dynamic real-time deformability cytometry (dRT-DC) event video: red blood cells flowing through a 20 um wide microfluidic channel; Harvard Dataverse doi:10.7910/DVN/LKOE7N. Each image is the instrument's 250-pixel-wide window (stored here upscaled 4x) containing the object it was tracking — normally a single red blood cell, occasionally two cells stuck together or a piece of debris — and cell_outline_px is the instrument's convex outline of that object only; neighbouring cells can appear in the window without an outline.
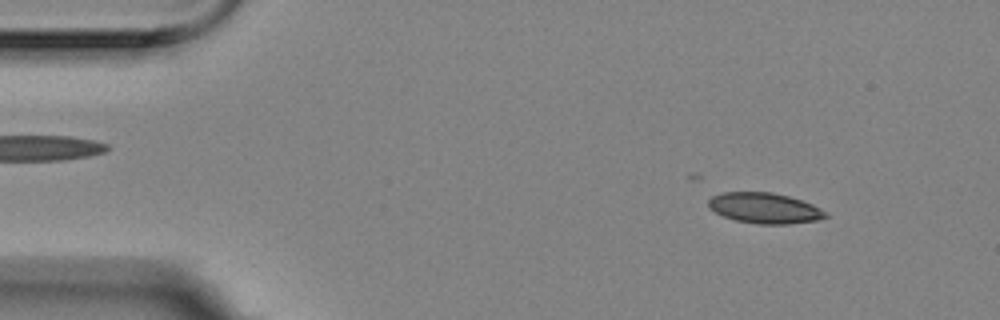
{"species": "Egyptian fruit bat (a non-hibernating species)", "species_latin": "Rousettus aegyptiacus", "temperature_condition": "room temperature", "stored_images_in_passage": 45, "camera_frame_rate_fps": 3000, "um_per_image_px": 0.085, "animal": {"sex": "female"}, "frame": {"image": 1, "passage_image": 6, "time_ms": 1.667, "image_size_px": [1000, 320], "cell_outline_px": [[828, 216], [816, 220], [788, 224], [760, 224], [736, 220], [724, 216], [708, 208], [708, 200], [712, 196], [720, 192], [772, 192], [788, 196], [812, 204], [828, 212]], "centroid_in_image_um": [64.98, 17.68], "position_along_channel_um": 20.0, "area_um2": 20.81}}
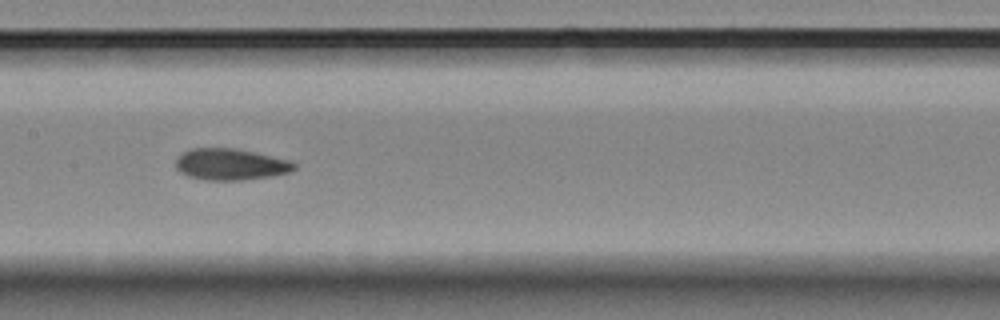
{"frame": {"image": 2, "passage_image": 27, "time_ms": 8.667, "image_size_px": [1000, 320], "cell_outline_px": [[296, 168], [292, 172], [272, 176], [240, 180], [204, 180], [188, 176], [180, 172], [176, 168], [176, 156], [192, 148], [236, 148], [292, 160], [296, 164]], "centroid_in_image_um": [19.62, 13.97], "position_along_channel_um": 187.8, "area_um2": 21.96}}
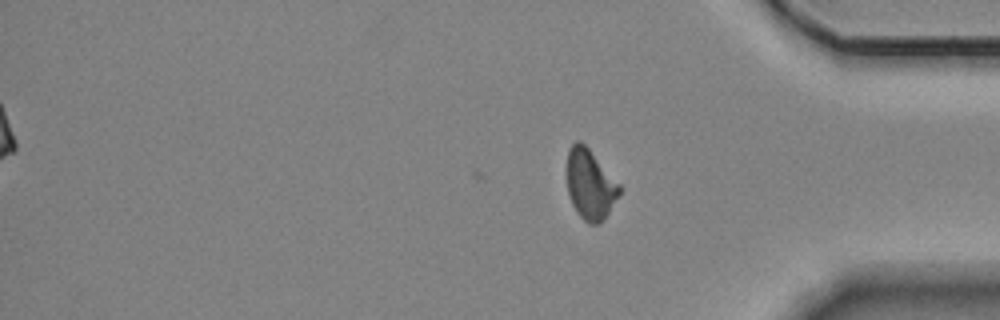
{"frame": {"image": 3, "passage_image": 45, "time_ms": 14.667, "image_size_px": [1000, 320], "cell_outline_px": [[620, 192], [604, 220], [600, 224], [588, 224], [576, 212], [572, 204], [568, 192], [568, 148], [576, 140], [580, 140], [588, 148], [620, 184]], "centroid_in_image_um": [50.16, 15.69], "position_along_channel_um": 385.0, "area_um2": 21.21}, "authors_computed_cell_mechanics": {"area_um2": 21.7328, "velocity_mm_per_s": 3.5121, "shape_relaxation_time_tau1_ms": 9.6322, "shape_relaxation_time_tau2_ms": 3.1532, "deformation_change_tau1": 0.1759, "deformation_change_tau2": 0.0816}}